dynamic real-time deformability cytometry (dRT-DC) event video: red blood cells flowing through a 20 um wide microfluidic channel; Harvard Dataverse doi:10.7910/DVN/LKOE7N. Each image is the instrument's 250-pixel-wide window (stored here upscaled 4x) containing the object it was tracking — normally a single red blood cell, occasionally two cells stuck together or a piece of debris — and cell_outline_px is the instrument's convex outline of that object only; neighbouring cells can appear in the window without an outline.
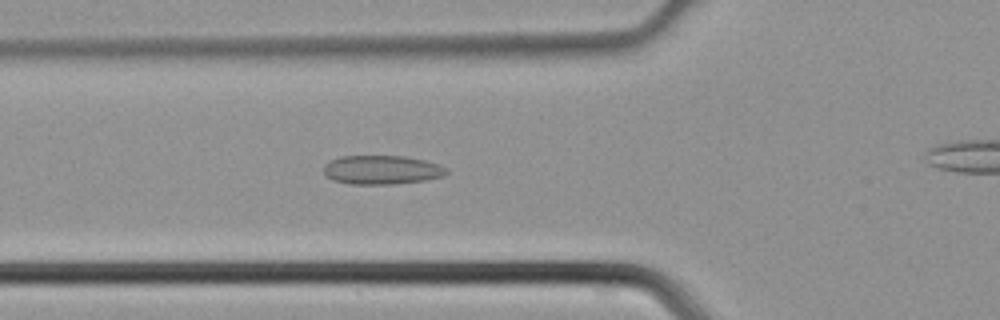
{"species": "common noctule bat (a hibernating species)", "species_latin": "Nyctalus noctula", "temperature_condition": "cold", "stored_images_in_passage": 31, "camera_frame_rate_fps": 3000, "um_per_image_px": 0.085, "animal": {"sex": "male", "body_mass_g": 21.5, "forearm_length_mm": 52.0}, "frame": {"image": 1, "passage_image": 9, "time_ms": 2.667, "image_size_px": [1000, 320], "cell_outline_px": [[448, 172], [444, 176], [428, 180], [392, 184], [348, 184], [332, 180], [324, 172], [324, 164], [328, 160], [340, 156], [404, 156], [424, 160], [440, 164], [448, 168]], "centroid_in_image_um": [32.46, 14.44], "position_along_channel_um": 93.3, "area_um2": 20.98}}
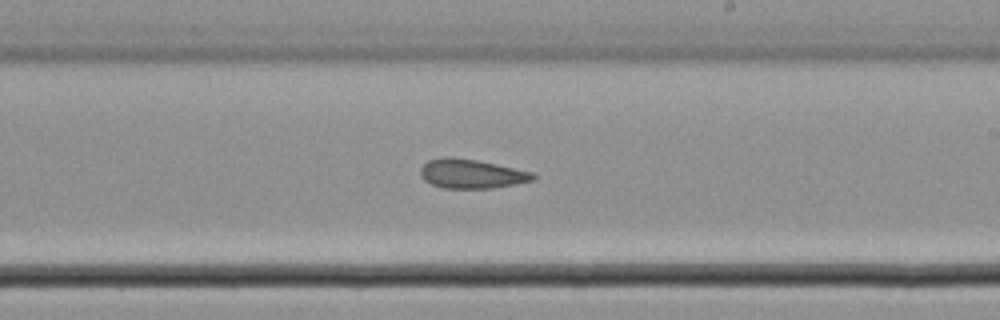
{"frame": {"image": 2, "passage_image": 19, "time_ms": 6.0, "image_size_px": [1000, 320], "cell_outline_px": [[536, 176], [532, 180], [492, 188], [444, 188], [432, 184], [424, 180], [420, 176], [420, 168], [428, 160], [444, 156], [452, 156], [476, 160], [532, 172]], "centroid_in_image_um": [40.0, 14.76], "position_along_channel_um": 249.0, "area_um2": 18.96}}
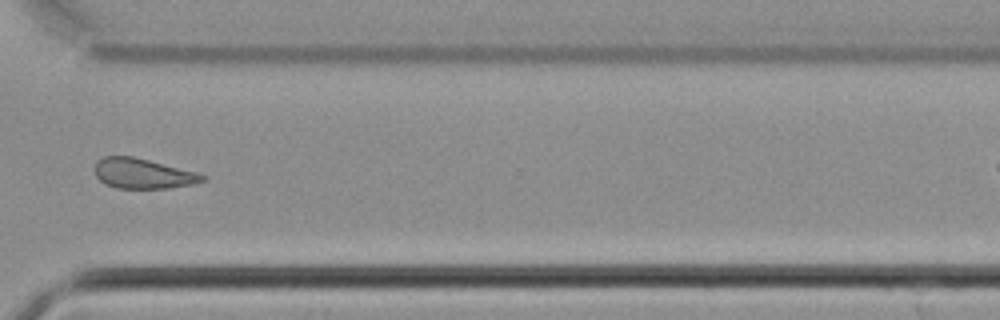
{"frame": {"image": 3, "passage_image": 26, "time_ms": 8.333, "image_size_px": [1000, 320], "cell_outline_px": [[208, 180], [192, 184], [168, 188], [116, 188], [104, 184], [96, 176], [96, 160], [104, 156], [132, 156], [196, 172], [208, 176]], "centroid_in_image_um": [12.16, 14.76], "position_along_channel_um": 358.4, "area_um2": 18.84}}